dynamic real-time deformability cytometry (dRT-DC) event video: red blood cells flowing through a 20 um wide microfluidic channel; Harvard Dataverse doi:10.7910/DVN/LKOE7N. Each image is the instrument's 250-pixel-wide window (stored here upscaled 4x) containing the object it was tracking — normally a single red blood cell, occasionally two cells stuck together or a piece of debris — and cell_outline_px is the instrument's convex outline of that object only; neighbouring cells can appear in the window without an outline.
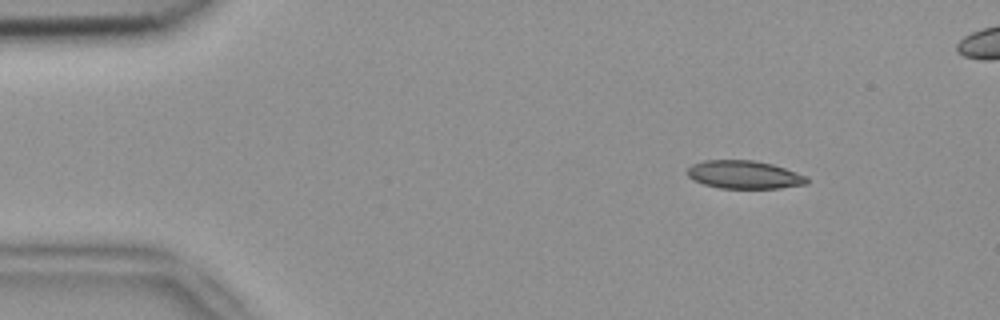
{"species": "common noctule bat (a hibernating species)", "species_latin": "Nyctalus noctula", "temperature_condition": "room temperature", "stored_images_in_passage": 2, "camera_frame_rate_fps": 3000, "um_per_image_px": 0.085, "animal": {"sex": "female", "body_mass_g": 18.4}, "frame": {"image": 1, "passage_image": 1, "time_ms": 0.0, "image_size_px": [1000, 320], "cell_outline_px": [[808, 184], [780, 188], [720, 188], [704, 184], [692, 180], [688, 176], [688, 168], [692, 164], [704, 160], [752, 160], [772, 164], [808, 176]], "centroid_in_image_um": [63.26, 14.85], "position_along_channel_um": 21.7, "area_um2": 19.59}}